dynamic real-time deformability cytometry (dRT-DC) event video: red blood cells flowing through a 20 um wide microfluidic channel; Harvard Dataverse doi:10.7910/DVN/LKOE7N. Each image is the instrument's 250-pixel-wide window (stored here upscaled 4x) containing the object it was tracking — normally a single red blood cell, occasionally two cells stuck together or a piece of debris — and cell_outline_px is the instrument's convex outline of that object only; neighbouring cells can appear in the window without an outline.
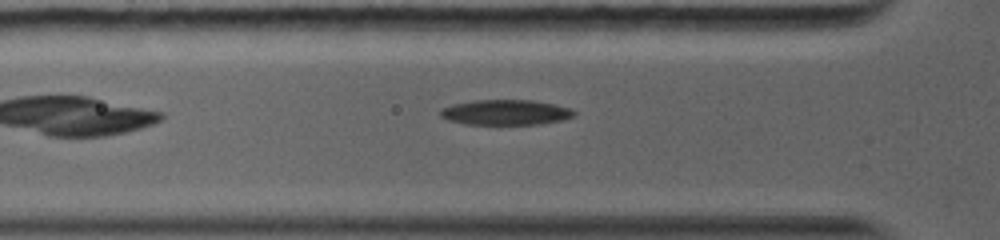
{"species": "common noctule bat (a hibernating species)", "species_latin": "Nyctalus noctula", "temperature_condition": "warm", "stored_images_in_passage": 58, "camera_frame_rate_fps": 5000, "um_per_image_px": 0.085, "animal": {"sex": "female", "body_mass_g": 19.0, "forearm_length_mm": 56.7}, "frame": {"image": 1, "passage_image": 7, "time_ms": 2.0, "image_size_px": [1000, 240], "cell_outline_px": [[576, 116], [560, 120], [540, 124], [464, 124], [448, 120], [440, 116], [440, 108], [452, 104], [472, 100], [532, 100], [556, 104], [572, 108], [576, 112]], "centroid_in_image_um": [42.98, 9.54], "position_along_channel_um": 82.8, "area_um2": 19.88}}
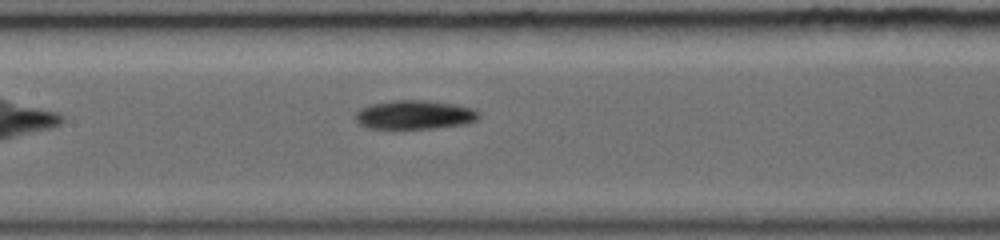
{"frame": {"image": 2, "passage_image": 21, "time_ms": 4.2, "image_size_px": [1000, 240], "cell_outline_px": [[480, 116], [476, 120], [468, 124], [432, 128], [368, 128], [360, 124], [356, 120], [356, 112], [360, 108], [372, 104], [392, 100], [424, 100], [456, 104], [472, 108], [480, 112]], "centroid_in_image_um": [35.28, 9.75], "position_along_channel_um": 172.1, "area_um2": 20.81}}
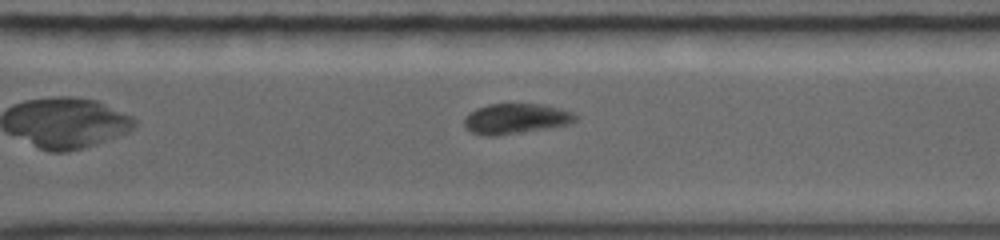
{"frame": {"image": 3, "passage_image": 40, "time_ms": 8.0, "image_size_px": [1000, 240], "cell_outline_px": [[580, 116], [576, 120], [568, 124], [496, 136], [488, 136], [472, 132], [464, 124], [464, 120], [476, 108], [488, 104], [540, 104], [560, 108], [572, 112]], "centroid_in_image_um": [43.87, 10.08], "position_along_channel_um": 326.7, "area_um2": 19.25}, "authors_computed_cell_mechanics": {"area_um2": 20.6635, "velocity_mm_per_s": 4.074, "shape_relaxation_time_tau1_ms": 3.5483, "shape_relaxation_time_tau2_ms": 5.9831, "deformation_change_tau1": 0.1169, "deformation_change_tau2": 0.0969}}